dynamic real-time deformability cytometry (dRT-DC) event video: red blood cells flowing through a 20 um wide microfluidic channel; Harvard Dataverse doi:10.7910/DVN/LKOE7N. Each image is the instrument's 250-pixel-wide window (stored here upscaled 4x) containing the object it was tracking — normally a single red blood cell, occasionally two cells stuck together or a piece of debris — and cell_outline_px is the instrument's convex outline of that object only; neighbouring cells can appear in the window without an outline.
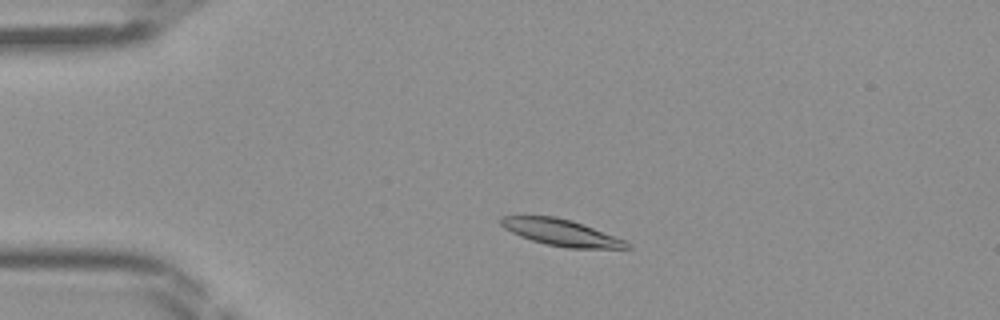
{"species": "Egyptian fruit bat (a non-hibernating species)", "species_latin": "Rousettus aegyptiacus", "temperature_condition": "room temperature", "stored_images_in_passage": 43, "camera_frame_rate_fps": 3000, "um_per_image_px": 0.085, "frame": {"image": 1, "passage_image": 7, "time_ms": 2.0, "image_size_px": [1000, 320], "cell_outline_px": [[632, 248], [568, 248], [548, 244], [532, 240], [520, 236], [504, 228], [500, 224], [500, 216], [556, 216], [572, 220], [624, 240], [632, 244]], "centroid_in_image_um": [47.69, 19.76], "position_along_channel_um": 37.3, "area_um2": 19.19}}
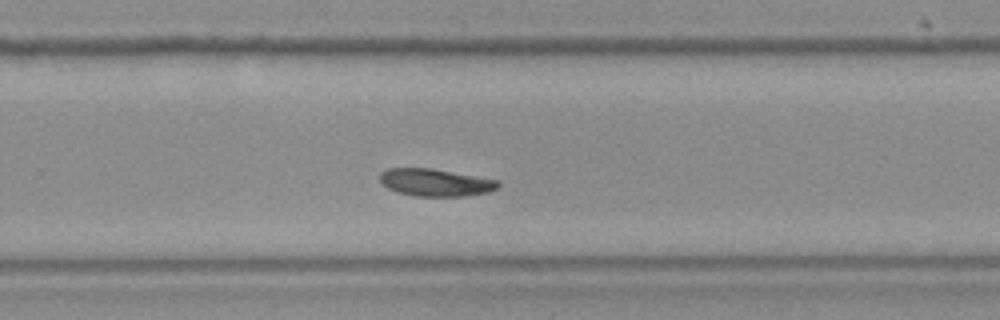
{"frame": {"image": 2, "passage_image": 27, "time_ms": 8.667, "image_size_px": [1000, 320], "cell_outline_px": [[500, 184], [496, 188], [488, 192], [464, 196], [416, 196], [396, 192], [388, 188], [380, 180], [380, 172], [388, 168], [432, 168], [500, 180]], "centroid_in_image_um": [37.02, 15.5], "position_along_channel_um": 292.8, "area_um2": 18.9}}
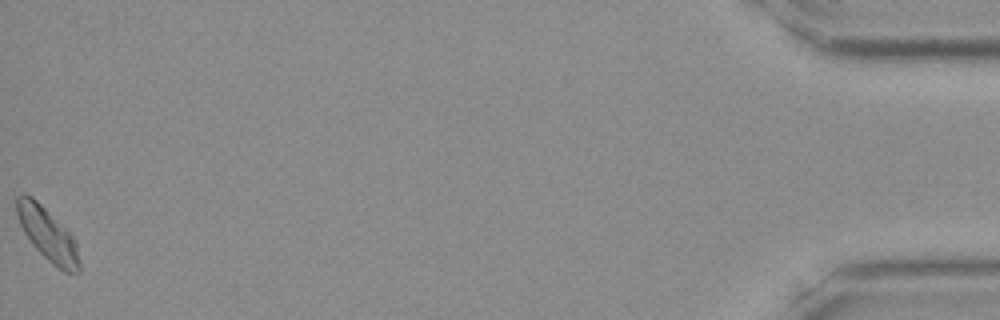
{"frame": {"image": 3, "passage_image": 43, "time_ms": 14.0, "image_size_px": [1000, 320], "cell_outline_px": [[80, 272], [64, 272], [52, 264], [32, 244], [24, 232], [16, 216], [16, 196], [24, 192], [32, 196], [72, 236], [76, 244], [80, 264]], "centroid_in_image_um": [4.01, 19.91], "position_along_channel_um": 431.2, "area_um2": 18.96}}